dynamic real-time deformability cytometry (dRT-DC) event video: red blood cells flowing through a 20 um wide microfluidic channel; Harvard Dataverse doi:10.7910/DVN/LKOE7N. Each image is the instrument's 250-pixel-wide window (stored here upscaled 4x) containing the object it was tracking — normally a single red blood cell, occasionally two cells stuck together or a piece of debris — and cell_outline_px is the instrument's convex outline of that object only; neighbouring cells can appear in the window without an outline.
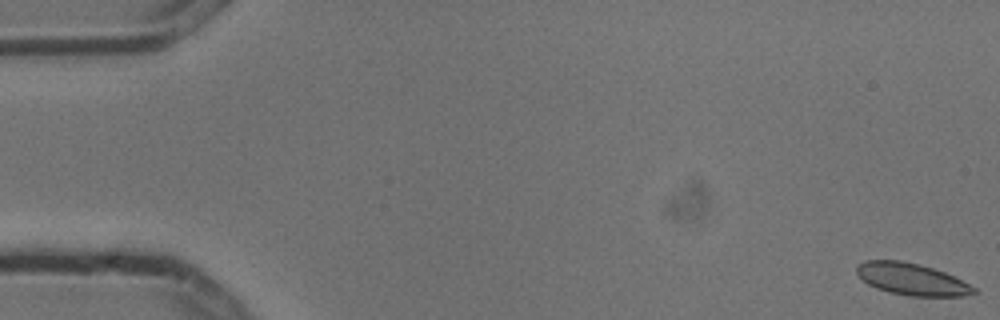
{"species": "common noctule bat (a hibernating species)", "species_latin": "Nyctalus noctula", "temperature_condition": "cold", "stored_images_in_passage": 4, "camera_frame_rate_fps": 3000, "um_per_image_px": 0.085, "animal": {"sex": "male", "body_mass_g": 13.3}, "frame": {"image": 1, "passage_image": 1, "time_ms": 0.0, "image_size_px": [1000, 320], "cell_outline_px": [[980, 292], [964, 296], [912, 296], [888, 292], [876, 288], [868, 284], [856, 272], [856, 264], [864, 260], [900, 260], [920, 264], [944, 272], [976, 288]], "centroid_in_image_um": [77.48, 23.73], "position_along_channel_um": 7.5, "area_um2": 21.73}}